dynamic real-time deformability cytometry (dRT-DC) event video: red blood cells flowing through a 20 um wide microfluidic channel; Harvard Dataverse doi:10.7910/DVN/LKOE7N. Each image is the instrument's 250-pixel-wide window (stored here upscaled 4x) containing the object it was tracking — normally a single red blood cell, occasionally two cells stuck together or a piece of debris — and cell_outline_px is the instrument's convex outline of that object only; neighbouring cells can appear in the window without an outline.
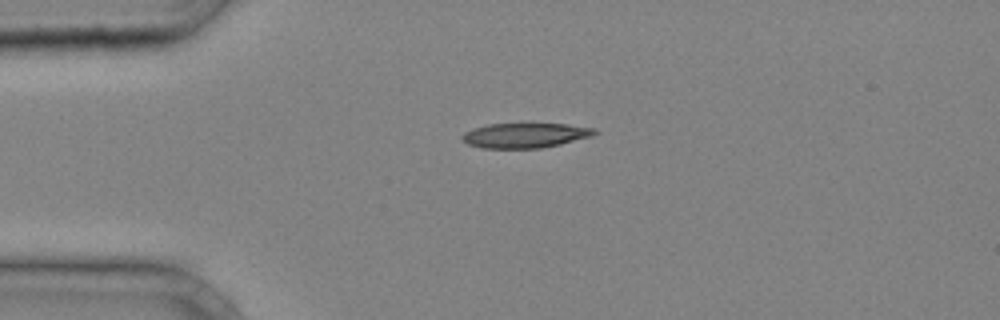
{"species": "common noctule bat (a hibernating species)", "species_latin": "Nyctalus noctula", "temperature_condition": "cold", "stored_images_in_passage": 30, "camera_frame_rate_fps": 3000, "um_per_image_px": 0.085, "animal": {"sex": "male", "body_mass_g": 20.4}, "frame": {"image": 1, "passage_image": 1, "time_ms": 0.0, "image_size_px": [1000, 320], "cell_outline_px": [[600, 132], [592, 136], [560, 144], [540, 148], [480, 148], [468, 144], [460, 140], [460, 136], [464, 132], [472, 128], [488, 124], [520, 120], [568, 124], [596, 128]], "centroid_in_image_um": [44.62, 11.44], "position_along_channel_um": 40.4, "area_um2": 20.52}}
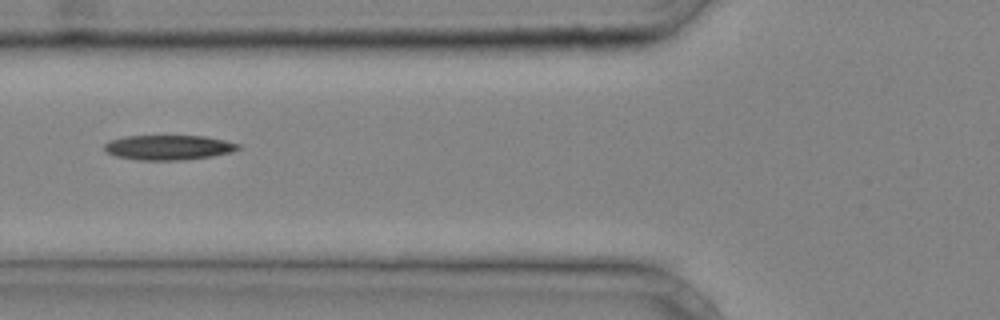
{"frame": {"image": 2, "passage_image": 7, "time_ms": 2.0, "image_size_px": [1000, 320], "cell_outline_px": [[240, 148], [232, 152], [212, 156], [184, 160], [136, 160], [116, 156], [104, 152], [104, 144], [108, 140], [124, 136], [204, 136], [224, 140], [240, 144]], "centroid_in_image_um": [14.28, 12.53], "position_along_channel_um": 111.5, "area_um2": 19.54}}
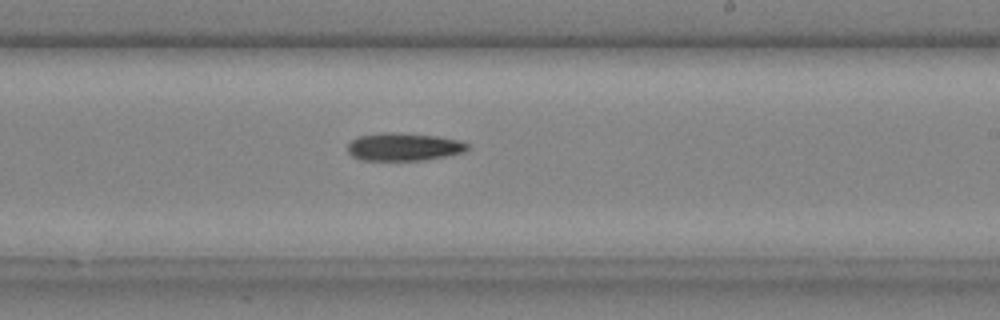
{"frame": {"image": 3, "passage_image": 16, "time_ms": 5.0, "image_size_px": [1000, 320], "cell_outline_px": [[468, 148], [464, 152], [424, 160], [360, 160], [352, 156], [348, 152], [348, 144], [352, 140], [360, 136], [380, 132], [400, 132], [436, 136], [460, 140], [468, 144]], "centroid_in_image_um": [34.3, 12.47], "position_along_channel_um": 254.7, "area_um2": 19.48}}